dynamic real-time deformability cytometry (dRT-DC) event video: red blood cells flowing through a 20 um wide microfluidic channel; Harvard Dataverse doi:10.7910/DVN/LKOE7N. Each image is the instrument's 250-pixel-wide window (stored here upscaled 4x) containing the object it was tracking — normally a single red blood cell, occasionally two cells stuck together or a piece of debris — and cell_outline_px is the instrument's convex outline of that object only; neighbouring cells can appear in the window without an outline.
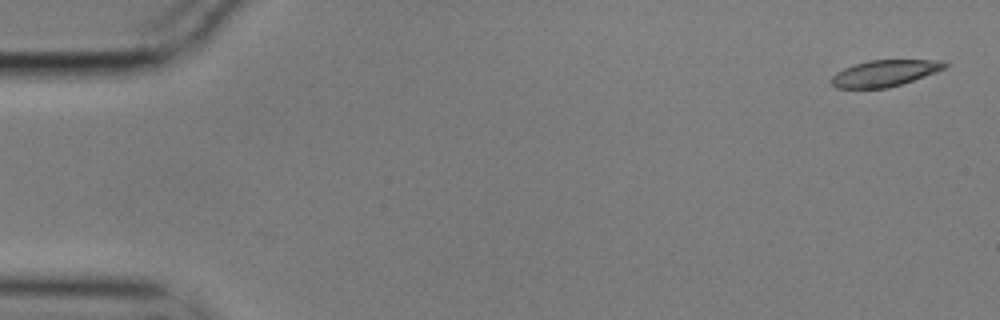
{"species": "common noctule bat (a hibernating species)", "species_latin": "Nyctalus noctula", "temperature_condition": "cold", "stored_images_in_passage": 2, "camera_frame_rate_fps": 3000, "um_per_image_px": 0.085, "animal": {"sex": "male", "body_mass_g": 17.9}, "frame": {"image": 1, "passage_image": 2, "time_ms": 0.333, "image_size_px": [1000, 320], "cell_outline_px": [[948, 64], [944, 68], [936, 72], [888, 88], [836, 88], [832, 84], [832, 76], [836, 72], [844, 68], [868, 60], [944, 60]], "centroid_in_image_um": [75.19, 6.21], "position_along_channel_um": 9.8, "area_um2": 17.22}}